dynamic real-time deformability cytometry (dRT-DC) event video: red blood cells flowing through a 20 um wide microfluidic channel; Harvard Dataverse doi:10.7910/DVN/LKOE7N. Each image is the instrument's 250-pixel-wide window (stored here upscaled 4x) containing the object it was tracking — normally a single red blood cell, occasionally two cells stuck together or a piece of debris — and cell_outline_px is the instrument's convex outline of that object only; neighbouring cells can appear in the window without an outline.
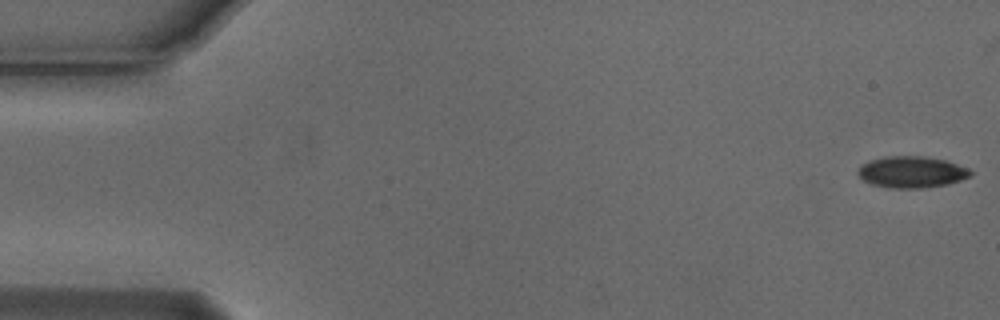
{"species": "Egyptian fruit bat (a non-hibernating species)", "species_latin": "Rousettus aegyptiacus", "temperature_condition": "cold", "stored_images_in_passage": 49, "camera_frame_rate_fps": 3000, "um_per_image_px": 0.085, "animal": {"sex": "male"}, "frame": {"image": 1, "passage_image": 1, "time_ms": 0.0, "image_size_px": [1000, 320], "cell_outline_px": [[972, 176], [948, 184], [920, 188], [892, 188], [872, 184], [864, 180], [856, 172], [868, 160], [884, 156], [920, 156], [944, 160], [968, 168], [972, 172]], "centroid_in_image_um": [77.49, 14.62], "position_along_channel_um": 7.5, "area_um2": 20.46}}
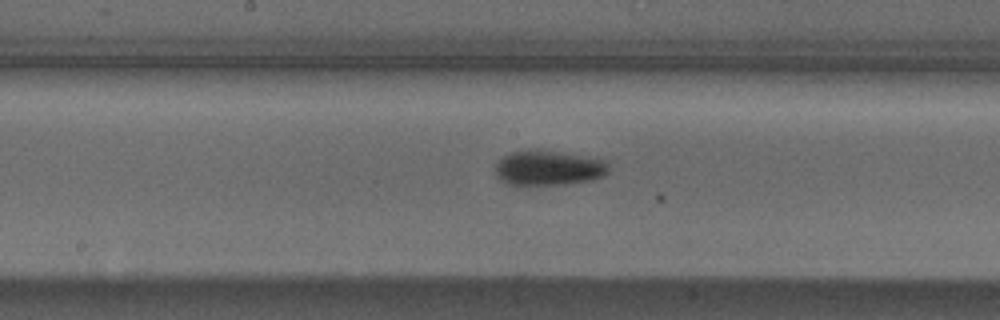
{"frame": {"image": 2, "passage_image": 28, "time_ms": 9.0, "image_size_px": [1000, 320], "cell_outline_px": [[608, 172], [604, 176], [592, 180], [564, 184], [512, 184], [500, 180], [496, 176], [496, 160], [512, 152], [536, 148], [604, 160], [608, 164]], "centroid_in_image_um": [46.6, 14.26], "position_along_channel_um": 201.6, "area_um2": 22.95}}
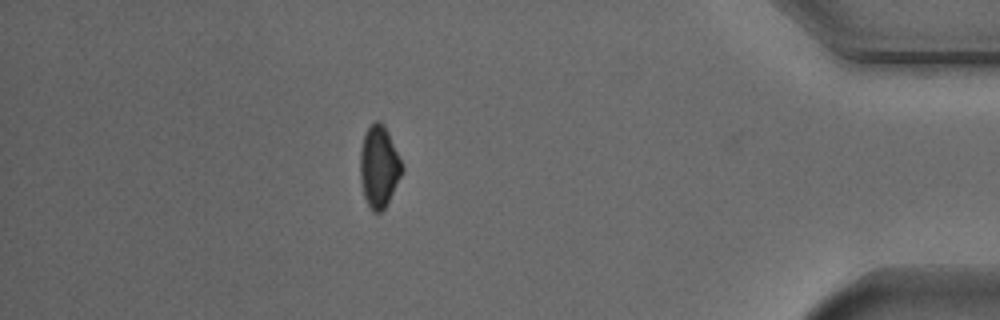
{"frame": {"image": 3, "passage_image": 48, "time_ms": 15.667, "image_size_px": [1000, 320], "cell_outline_px": [[404, 168], [384, 208], [380, 212], [372, 212], [364, 196], [360, 176], [360, 152], [364, 136], [368, 128], [376, 120], [380, 120], [384, 124], [404, 164]], "centroid_in_image_um": [32.22, 14.13], "position_along_channel_um": 403.0, "area_um2": 19.71}, "authors_computed_cell_mechanics": {"area_um2": 21.386, "velocity_mm_per_s": 3.7293, "shape_relaxation_time_tau1_ms": 3.1384, "shape_relaxation_time_tau2_ms": null, "deformation_change_tau1": 0.0895, "deformation_change_tau2": null}}